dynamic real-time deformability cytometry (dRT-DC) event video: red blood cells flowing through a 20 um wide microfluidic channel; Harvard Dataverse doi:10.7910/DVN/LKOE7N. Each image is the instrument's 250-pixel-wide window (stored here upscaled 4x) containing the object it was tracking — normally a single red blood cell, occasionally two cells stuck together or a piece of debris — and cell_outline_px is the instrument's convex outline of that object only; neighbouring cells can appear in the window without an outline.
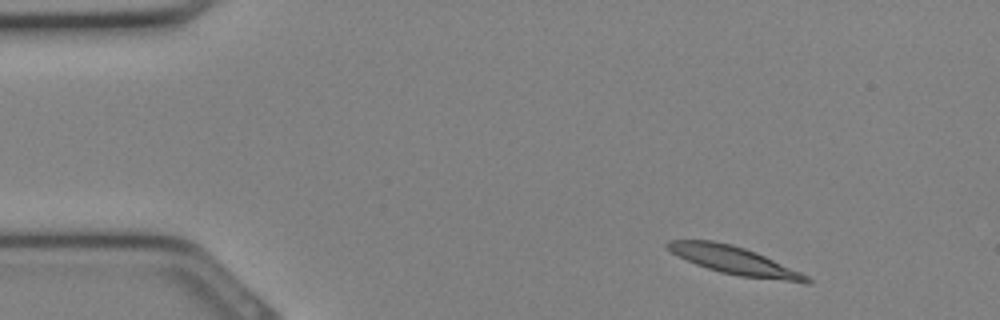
{"species": "Egyptian fruit bat (a non-hibernating species)", "species_latin": "Rousettus aegyptiacus", "temperature_condition": "cold", "stored_images_in_passage": 30, "camera_frame_rate_fps": 3000, "um_per_image_px": 0.085, "animal": {"sex": "female"}, "frame": {"image": 1, "passage_image": 1, "time_ms": 0.0, "image_size_px": [1000, 320], "cell_outline_px": [[812, 284], [804, 284], [740, 276], [720, 272], [696, 264], [672, 252], [664, 244], [668, 240], [712, 240], [732, 244], [756, 252], [800, 272], [808, 276], [812, 280]], "centroid_in_image_um": [62.48, 22.16], "position_along_channel_um": 22.5, "area_um2": 22.6}}
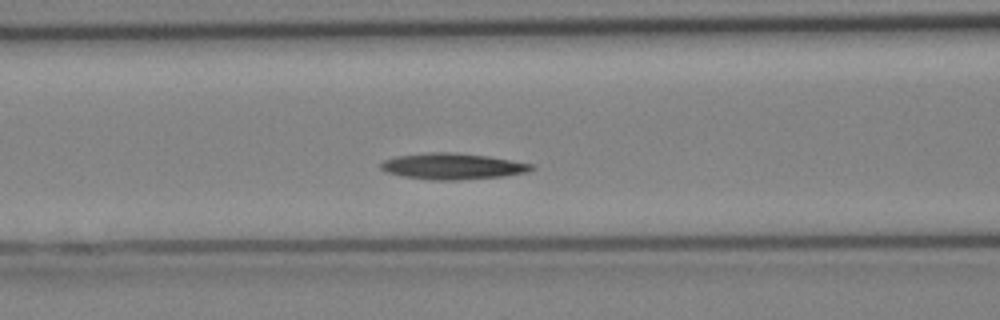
{"frame": {"image": 2, "passage_image": 10, "time_ms": 3.0, "image_size_px": [1000, 320], "cell_outline_px": [[536, 168], [528, 172], [500, 176], [456, 180], [432, 180], [404, 176], [384, 172], [380, 168], [380, 164], [384, 160], [396, 156], [428, 152], [452, 152], [488, 156], [532, 164]], "centroid_in_image_um": [38.43, 14.13], "position_along_channel_um": 128.2, "area_um2": 22.83}}
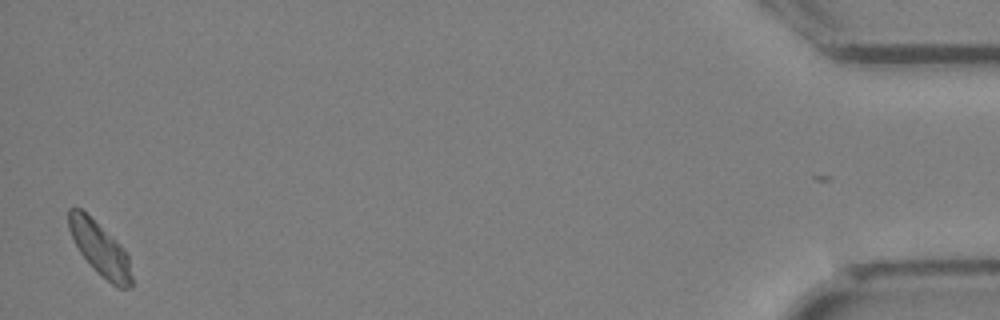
{"frame": {"image": 3, "passage_image": 29, "time_ms": 9.333, "image_size_px": [1000, 320], "cell_outline_px": [[132, 288], [116, 288], [96, 272], [80, 252], [68, 228], [68, 208], [80, 208], [120, 244], [124, 248], [128, 256], [132, 276]], "centroid_in_image_um": [8.52, 21.19], "position_along_channel_um": 426.7, "area_um2": 19.42}}